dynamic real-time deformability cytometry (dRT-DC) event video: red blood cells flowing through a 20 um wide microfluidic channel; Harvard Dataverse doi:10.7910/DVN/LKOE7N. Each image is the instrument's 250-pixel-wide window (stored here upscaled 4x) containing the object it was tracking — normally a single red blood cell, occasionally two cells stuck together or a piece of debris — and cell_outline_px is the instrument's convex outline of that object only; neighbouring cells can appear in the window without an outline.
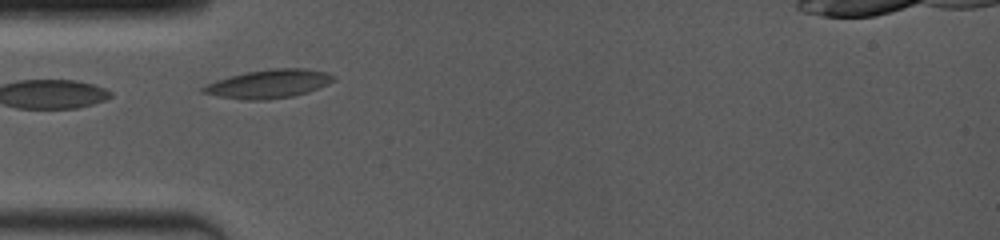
{"species": "common noctule bat (a hibernating species)", "species_latin": "Nyctalus noctula", "temperature_condition": "room temperature", "stored_images_in_passage": 19, "camera_frame_rate_fps": 4000, "um_per_image_px": 0.085, "animal": {"sex": "female", "body_mass_g": 19.0, "forearm_length_mm": 53.3}, "frame": {"image": 1, "passage_image": 1, "time_ms": 0.0, "image_size_px": [1000, 240], "cell_outline_px": [[336, 80], [328, 84], [308, 92], [292, 96], [268, 100], [244, 100], [220, 96], [200, 92], [200, 88], [216, 80], [244, 72], [276, 68], [304, 68], [328, 72], [336, 76]], "centroid_in_image_um": [22.88, 7.12], "position_along_channel_um": 62.1, "area_um2": 21.79}}